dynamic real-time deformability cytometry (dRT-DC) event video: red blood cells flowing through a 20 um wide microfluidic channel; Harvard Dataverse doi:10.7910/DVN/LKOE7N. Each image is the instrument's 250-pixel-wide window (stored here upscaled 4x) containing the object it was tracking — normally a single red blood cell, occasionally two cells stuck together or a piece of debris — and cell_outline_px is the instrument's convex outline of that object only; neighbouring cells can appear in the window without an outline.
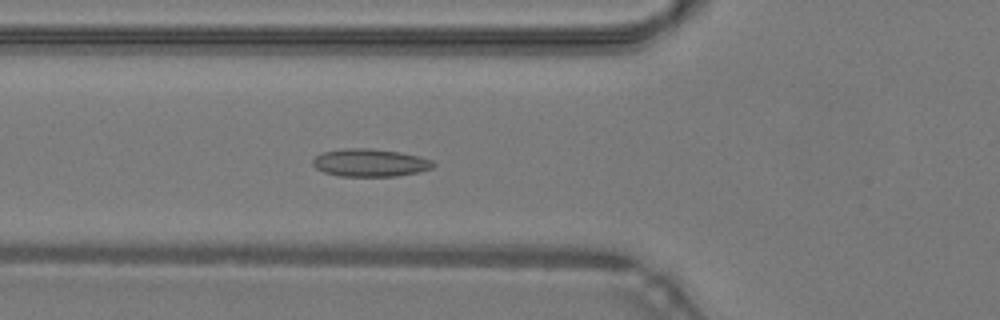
{"species": "common noctule bat (a hibernating species)", "species_latin": "Nyctalus noctula", "temperature_condition": "warm", "stored_images_in_passage": 48, "camera_frame_rate_fps": 3000, "um_per_image_px": 0.085, "animal": {"sex": "male", "body_mass_g": 19.2, "forearm_length_mm": 51.8}, "frame": {"image": 1, "passage_image": 18, "time_ms": 5.667, "image_size_px": [1000, 320], "cell_outline_px": [[436, 164], [432, 168], [416, 172], [396, 176], [340, 176], [324, 172], [316, 168], [312, 164], [312, 160], [316, 156], [324, 152], [344, 148], [372, 148], [400, 152], [420, 156], [432, 160]], "centroid_in_image_um": [31.46, 13.82], "position_along_channel_um": 94.3, "area_um2": 19.48}}
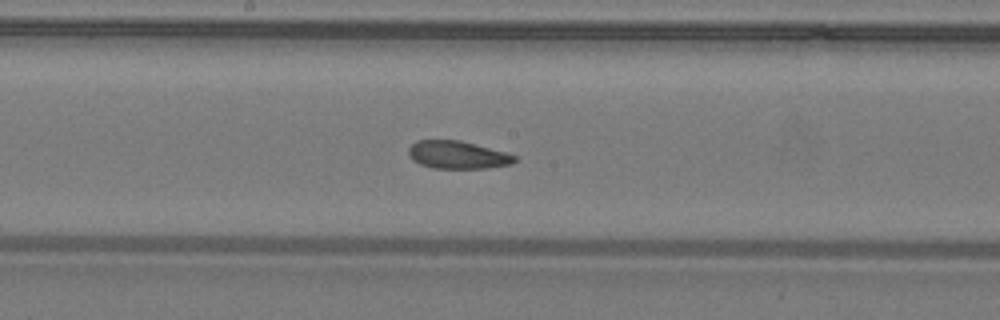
{"frame": {"image": 2, "passage_image": 26, "time_ms": 8.333, "image_size_px": [1000, 320], "cell_outline_px": [[516, 160], [512, 164], [488, 168], [432, 168], [420, 164], [412, 160], [408, 152], [408, 148], [416, 140], [460, 140], [504, 152], [516, 156]], "centroid_in_image_um": [38.86, 13.17], "position_along_channel_um": 209.3, "area_um2": 17.11}}
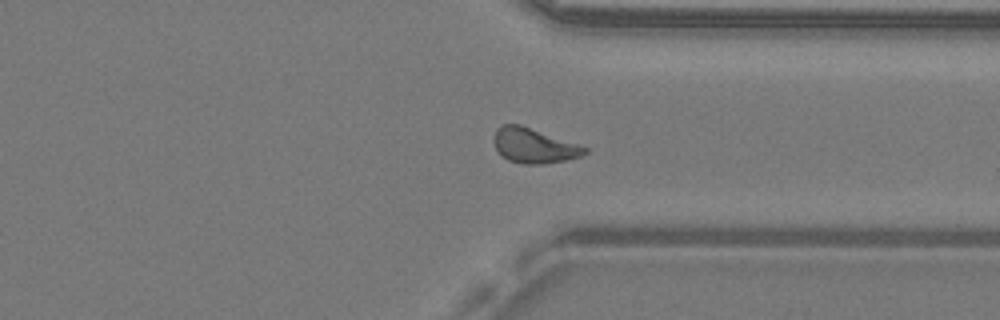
{"frame": {"image": 3, "passage_image": 37, "time_ms": 12.0, "image_size_px": [1000, 320], "cell_outline_px": [[588, 152], [580, 156], [568, 160], [544, 164], [524, 164], [508, 160], [500, 156], [492, 140], [492, 136], [496, 128], [500, 124], [520, 124], [580, 144], [588, 148]], "centroid_in_image_um": [45.36, 12.37], "position_along_channel_um": 366.0, "area_um2": 18.9}, "authors_computed_cell_mechanics": {"area_um2": 18.5249, "velocity_mm_per_s": 4.2867, "shape_relaxation_time_tau1_ms": 5.0613, "shape_relaxation_time_tau2_ms": 1.8657, "deformation_change_tau1": 0.1389, "deformation_change_tau2": 0.0789}}